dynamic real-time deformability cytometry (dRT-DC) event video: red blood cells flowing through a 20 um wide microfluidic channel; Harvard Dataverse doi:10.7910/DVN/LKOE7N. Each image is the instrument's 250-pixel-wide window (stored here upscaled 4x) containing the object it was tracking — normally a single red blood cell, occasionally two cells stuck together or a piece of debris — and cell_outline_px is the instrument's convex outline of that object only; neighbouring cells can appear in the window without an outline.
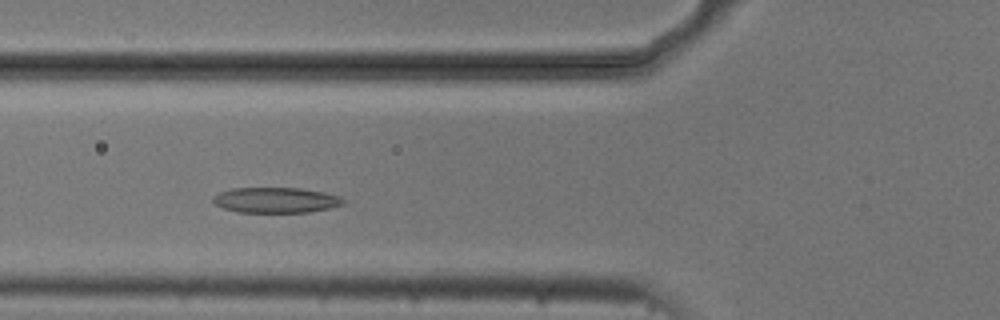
{"species": "common noctule bat (a hibernating species)", "species_latin": "Nyctalus noctula", "temperature_condition": "cold", "stored_images_in_passage": 46, "camera_frame_rate_fps": 3000, "um_per_image_px": 0.085, "animal": {"sex": "male", "body_mass_g": 20.5, "forearm_length_mm": 52.5}, "frame": {"image": 1, "passage_image": 12, "time_ms": 3.667, "image_size_px": [1000, 320], "cell_outline_px": [[344, 204], [328, 208], [308, 212], [236, 212], [224, 208], [216, 204], [212, 200], [212, 196], [220, 192], [232, 188], [300, 188], [324, 192], [340, 196], [344, 200]], "centroid_in_image_um": [23.43, 17.0], "position_along_channel_um": 102.4, "area_um2": 19.25}}
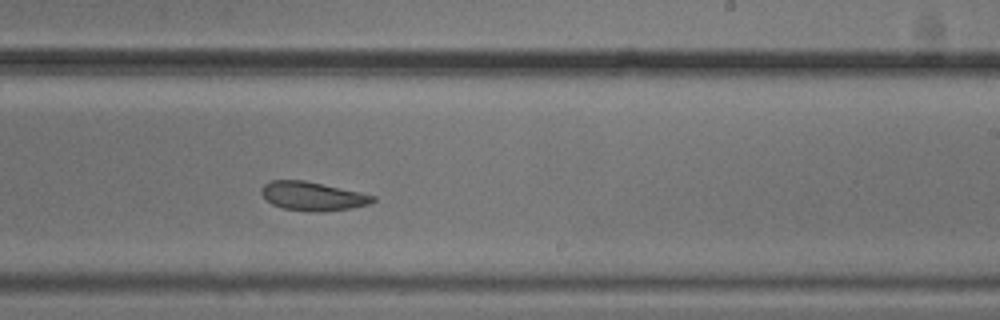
{"frame": {"image": 2, "passage_image": 25, "time_ms": 8.0, "image_size_px": [1000, 320], "cell_outline_px": [[376, 200], [368, 204], [352, 208], [320, 212], [316, 212], [284, 208], [272, 204], [260, 192], [260, 188], [264, 184], [272, 180], [304, 180], [360, 192], [376, 196]], "centroid_in_image_um": [26.58, 16.67], "position_along_channel_um": 262.4, "area_um2": 18.55}}
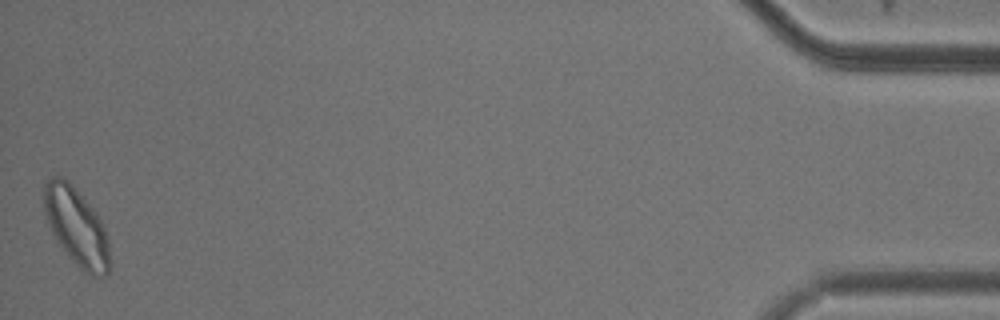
{"frame": {"image": 3, "passage_image": 46, "time_ms": 15.0, "image_size_px": [1000, 320], "cell_outline_px": [[112, 264], [108, 272], [104, 276], [96, 280], [84, 272], [68, 256], [52, 232], [44, 208], [44, 184], [48, 176], [60, 176], [68, 180], [72, 184], [96, 212], [104, 228], [108, 240]], "centroid_in_image_um": [6.54, 19.31], "position_along_channel_um": 428.7, "area_um2": 30.0}, "authors_computed_cell_mechanics": {"area_um2": 19.8832, "velocity_mm_per_s": 3.6824, "shape_relaxation_time_tau1_ms": 4.1047, "shape_relaxation_time_tau2_ms": 2.5161, "deformation_change_tau1": 0.1012, "deformation_change_tau2": 0.0904}}